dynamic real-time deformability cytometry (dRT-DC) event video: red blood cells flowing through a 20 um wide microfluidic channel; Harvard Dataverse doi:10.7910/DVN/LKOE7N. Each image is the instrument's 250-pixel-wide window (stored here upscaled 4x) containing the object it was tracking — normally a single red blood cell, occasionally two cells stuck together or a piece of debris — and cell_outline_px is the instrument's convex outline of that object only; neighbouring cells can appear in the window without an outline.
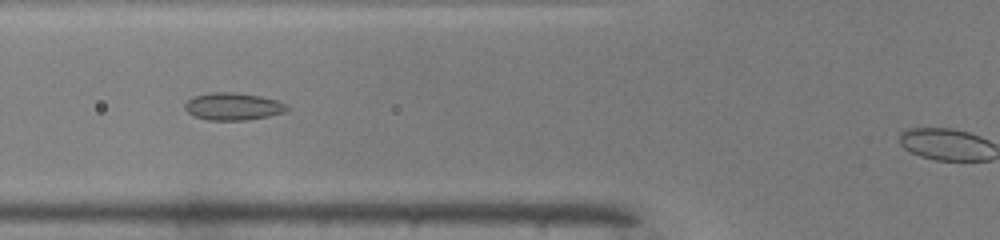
{"species": "common noctule bat (a hibernating species)", "species_latin": "Nyctalus noctula", "temperature_condition": "warm", "stored_images_in_passage": 38, "camera_frame_rate_fps": 3000, "um_per_image_px": 0.085, "animal": {"sex": "male", "body_mass_g": 19.0, "forearm_length_mm": 50.8}, "frame": {"image": 1, "passage_image": 13, "time_ms": 4.0, "image_size_px": [1000, 240], "cell_outline_px": [[292, 108], [284, 112], [268, 116], [248, 120], [208, 120], [192, 116], [184, 108], [184, 104], [192, 96], [212, 92], [232, 92], [260, 96], [276, 100]], "centroid_in_image_um": [19.78, 9.05], "position_along_channel_um": 106.0, "area_um2": 16.36}}
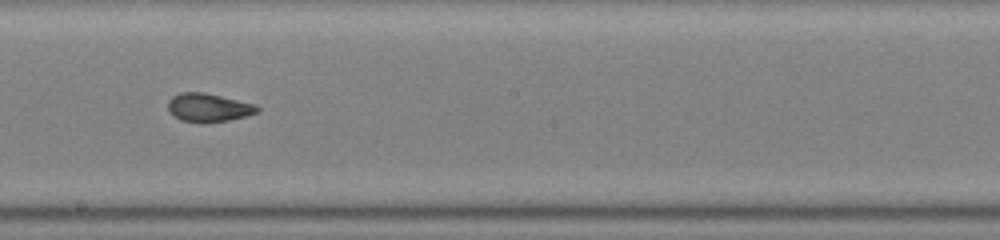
{"frame": {"image": 2, "passage_image": 22, "time_ms": 7.0, "image_size_px": [1000, 240], "cell_outline_px": [[260, 112], [228, 120], [204, 124], [200, 124], [180, 120], [168, 108], [168, 100], [172, 96], [180, 92], [204, 92], [252, 104], [260, 108]], "centroid_in_image_um": [17.69, 9.16], "position_along_channel_um": 230.5, "area_um2": 14.74}}
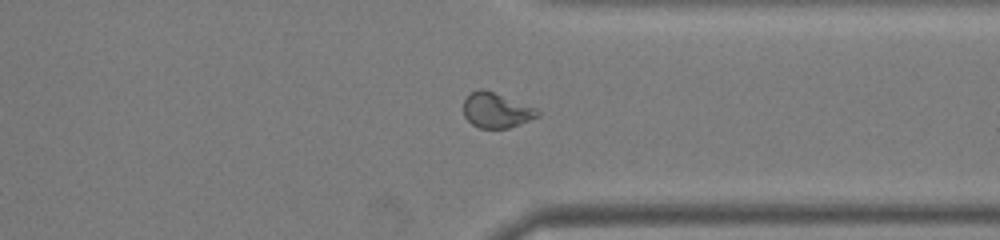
{"frame": {"image": 3, "passage_image": 32, "time_ms": 10.333, "image_size_px": [1000, 240], "cell_outline_px": [[540, 116], [520, 124], [508, 128], [480, 128], [472, 124], [464, 116], [464, 100], [472, 92], [480, 88], [484, 88], [536, 108], [540, 112]], "centroid_in_image_um": [42.2, 9.37], "position_along_channel_um": 369.2, "area_um2": 15.09}, "authors_computed_cell_mechanics": {"area_um2": 15.5482, "velocity_mm_per_s": 4.162, "shape_relaxation_time_tau1_ms": null, "shape_relaxation_time_tau2_ms": 1.1006, "deformation_change_tau1": null, "deformation_change_tau2": 0.0695}}